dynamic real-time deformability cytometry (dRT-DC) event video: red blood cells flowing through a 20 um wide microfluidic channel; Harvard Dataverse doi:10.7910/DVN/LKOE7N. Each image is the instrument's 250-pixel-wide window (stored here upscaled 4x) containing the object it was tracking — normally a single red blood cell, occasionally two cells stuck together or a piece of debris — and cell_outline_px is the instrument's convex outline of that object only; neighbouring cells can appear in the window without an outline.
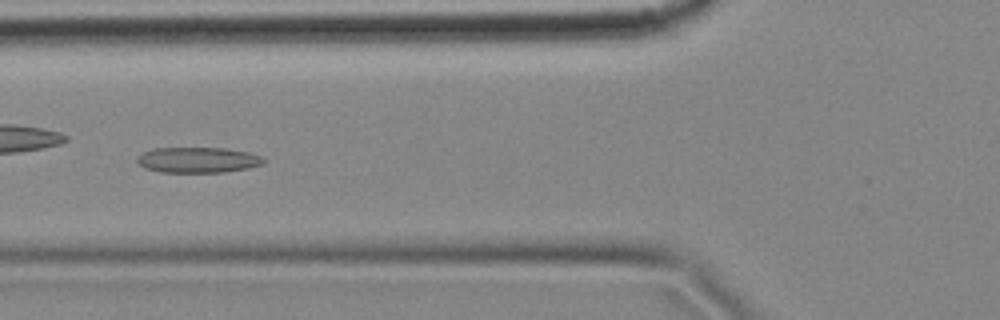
{"species": "common noctule bat (a hibernating species)", "species_latin": "Nyctalus noctula", "temperature_condition": "cold", "stored_images_in_passage": 6, "camera_frame_rate_fps": 3000, "um_per_image_px": 0.085, "animal": {"sex": "female", "body_mass_g": 18.4}, "frame": {"image": 1, "passage_image": 5, "time_ms": 1.333, "image_size_px": [1000, 320], "cell_outline_px": [[264, 164], [248, 168], [224, 172], [160, 172], [144, 168], [136, 160], [136, 156], [152, 148], [224, 148], [248, 152], [260, 156], [264, 160]], "centroid_in_image_um": [16.79, 13.59], "position_along_channel_um": 109.0, "area_um2": 18.84}}
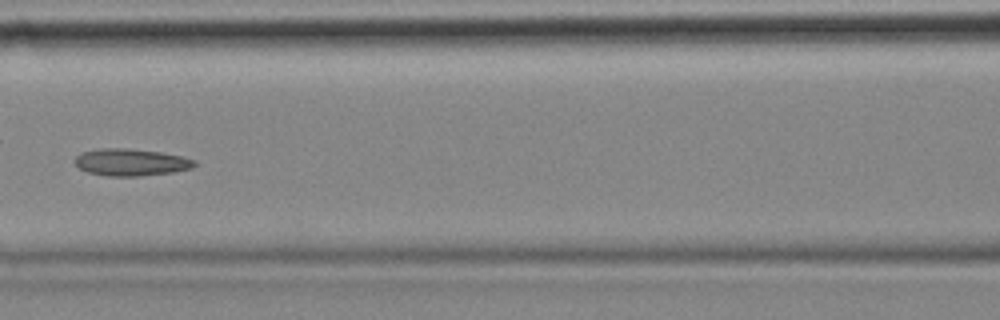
{"frame": {"image": 2, "passage_image": 6, "time_ms": 1.667, "image_size_px": [1000, 320], "cell_outline_px": [[196, 164], [192, 168], [172, 172], [140, 176], [108, 176], [88, 172], [80, 168], [72, 160], [80, 152], [100, 148], [128, 148], [160, 152], [180, 156], [196, 160]], "centroid_in_image_um": [11.1, 13.78], "position_along_channel_um": 155.5, "area_um2": 18.9}}